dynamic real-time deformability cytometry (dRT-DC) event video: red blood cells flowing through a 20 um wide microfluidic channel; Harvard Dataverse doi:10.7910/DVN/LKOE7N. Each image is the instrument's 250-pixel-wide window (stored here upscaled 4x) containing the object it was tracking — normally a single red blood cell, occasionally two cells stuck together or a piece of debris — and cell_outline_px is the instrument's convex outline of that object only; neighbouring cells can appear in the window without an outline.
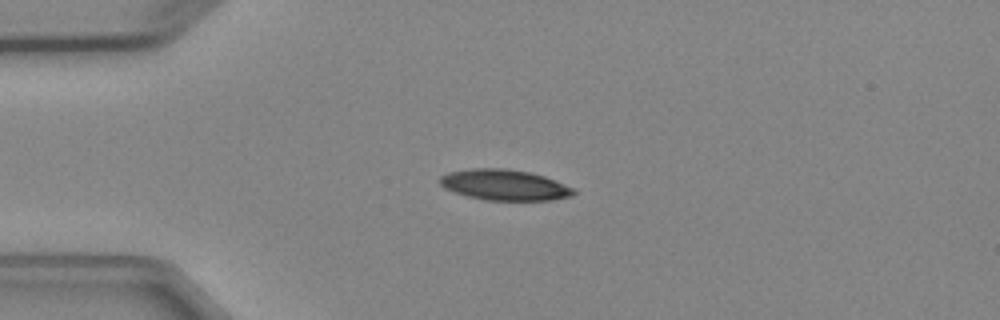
{"species": "Egyptian fruit bat (a non-hibernating species)", "species_latin": "Rousettus aegyptiacus", "temperature_condition": "cold", "stored_images_in_passage": 4, "camera_frame_rate_fps": 3000, "um_per_image_px": 0.085, "animal": {"sex": "female"}, "frame": {"image": 1, "passage_image": 2, "time_ms": 1.0, "image_size_px": [1000, 320], "cell_outline_px": [[576, 192], [572, 196], [552, 200], [488, 200], [468, 196], [444, 188], [440, 184], [440, 176], [448, 172], [472, 168], [504, 168], [528, 172], [544, 176], [576, 188]], "centroid_in_image_um": [42.91, 15.71], "position_along_channel_um": 42.1, "area_um2": 23.93}}